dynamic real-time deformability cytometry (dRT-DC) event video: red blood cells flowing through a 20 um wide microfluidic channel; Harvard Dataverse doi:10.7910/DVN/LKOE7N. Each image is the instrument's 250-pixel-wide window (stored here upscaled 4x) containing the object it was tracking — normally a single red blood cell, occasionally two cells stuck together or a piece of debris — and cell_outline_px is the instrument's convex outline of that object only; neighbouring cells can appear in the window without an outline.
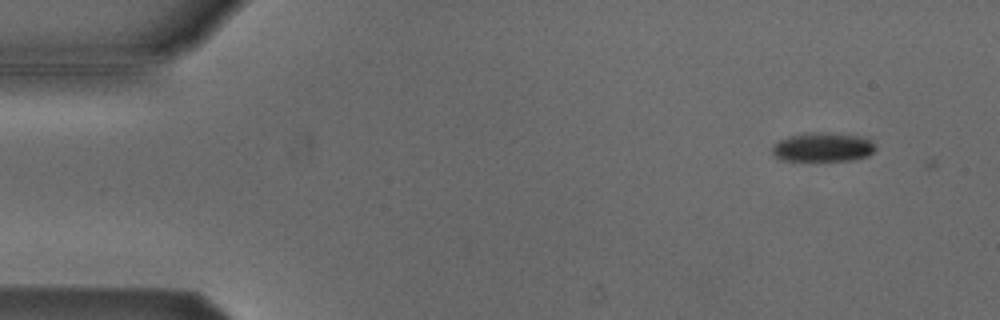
{"species": "Egyptian fruit bat (a non-hibernating species)", "species_latin": "Rousettus aegyptiacus", "temperature_condition": "cold", "stored_images_in_passage": 3, "camera_frame_rate_fps": 3000, "um_per_image_px": 0.085, "animal": {"sex": "male"}, "frame": {"image": 1, "passage_image": 2, "time_ms": 0.333, "image_size_px": [1000, 320], "cell_outline_px": [[876, 148], [868, 156], [852, 160], [780, 160], [772, 156], [772, 148], [780, 140], [788, 136], [812, 132], [820, 132], [856, 136], [868, 140]], "centroid_in_image_um": [69.88, 12.52], "position_along_channel_um": 15.1, "area_um2": 17.11}}